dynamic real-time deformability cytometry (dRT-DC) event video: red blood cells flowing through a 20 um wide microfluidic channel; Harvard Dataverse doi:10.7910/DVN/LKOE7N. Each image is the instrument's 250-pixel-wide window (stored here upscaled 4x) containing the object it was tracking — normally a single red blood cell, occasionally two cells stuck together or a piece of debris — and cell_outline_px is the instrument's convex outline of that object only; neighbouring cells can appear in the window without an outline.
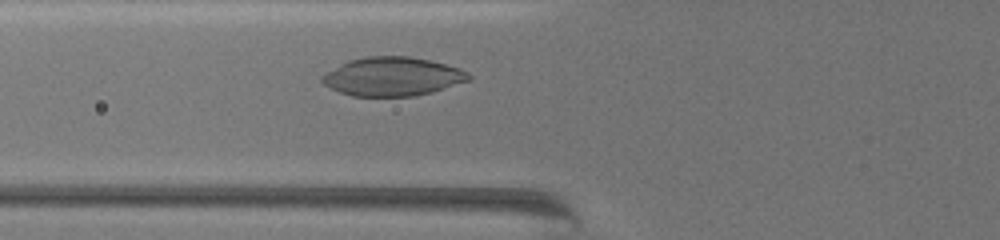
{"species": "common noctule bat (a hibernating species)", "species_latin": "Nyctalus noctula", "temperature_condition": "warm", "stored_images_in_passage": 46, "camera_frame_rate_fps": 3000, "um_per_image_px": 0.085, "animal": {"sex": "female", "body_mass_g": 19.5, "forearm_length_mm": 54.1}, "frame": {"image": 1, "passage_image": 14, "time_ms": 4.333, "image_size_px": [1000, 240], "cell_outline_px": [[472, 76], [468, 80], [432, 92], [412, 96], [352, 96], [340, 92], [324, 84], [320, 80], [320, 76], [340, 64], [348, 60], [364, 56], [408, 56], [432, 60], [448, 64], [460, 68], [468, 72]], "centroid_in_image_um": [33.36, 6.49], "position_along_channel_um": 92.4, "area_um2": 33.18}}
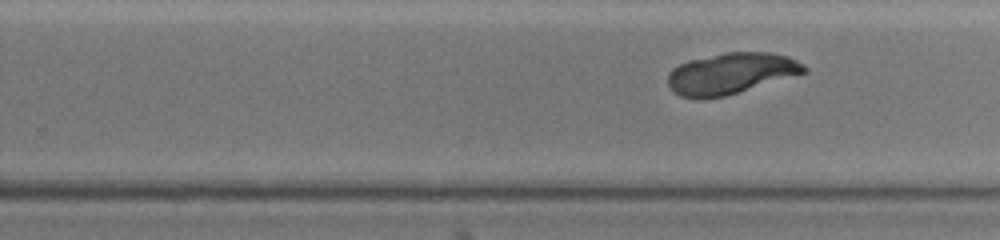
{"frame": {"image": 2, "passage_image": 32, "time_ms": 10.333, "image_size_px": [1000, 240], "cell_outline_px": [[808, 72], [724, 96], [704, 100], [696, 100], [680, 96], [672, 92], [668, 84], [668, 72], [672, 68], [688, 60], [724, 52], [768, 52], [788, 56], [804, 64], [808, 68]], "centroid_in_image_um": [62.09, 6.25], "position_along_channel_um": 267.7, "area_um2": 33.06}}
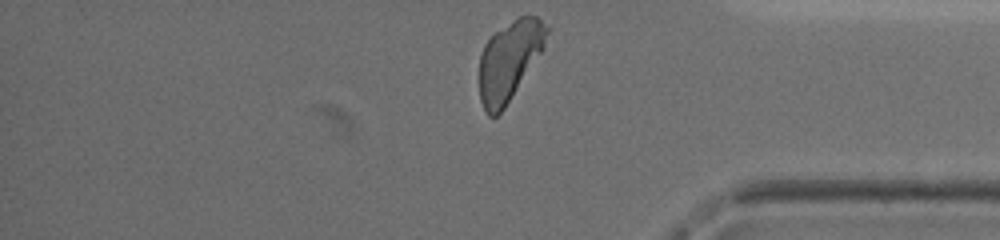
{"frame": {"image": 3, "passage_image": 46, "time_ms": 15.0, "image_size_px": [1000, 240], "cell_outline_px": [[548, 32], [544, 48], [504, 108], [496, 116], [488, 116], [480, 100], [480, 56], [484, 44], [496, 32], [512, 20], [520, 16], [536, 16], [548, 28]], "centroid_in_image_um": [43.29, 5.14], "position_along_channel_um": 391.9, "area_um2": 30.58}}